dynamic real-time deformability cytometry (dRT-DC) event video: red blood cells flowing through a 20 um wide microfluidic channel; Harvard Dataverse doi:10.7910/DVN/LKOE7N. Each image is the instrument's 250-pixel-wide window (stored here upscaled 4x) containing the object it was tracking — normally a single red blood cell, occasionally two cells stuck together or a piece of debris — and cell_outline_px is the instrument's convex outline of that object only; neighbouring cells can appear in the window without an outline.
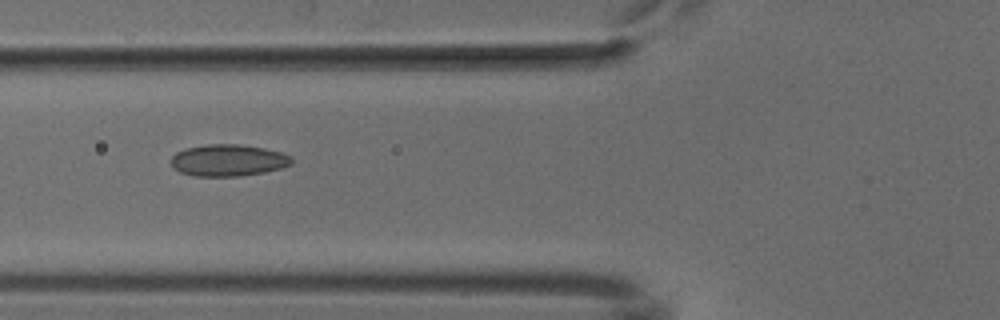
{"species": "common noctule bat (a hibernating species)", "species_latin": "Nyctalus noctula", "temperature_condition": "cold", "stored_images_in_passage": 7, "camera_frame_rate_fps": 3000, "um_per_image_px": 0.085, "animal": {"sex": "male", "body_mass_g": 18.8}, "frame": {"image": 1, "passage_image": 5, "time_ms": 5.333, "image_size_px": [1000, 320], "cell_outline_px": [[292, 164], [280, 168], [264, 172], [240, 176], [196, 176], [180, 172], [172, 164], [172, 156], [176, 152], [184, 148], [208, 144], [240, 144], [264, 148], [280, 152], [292, 156]], "centroid_in_image_um": [19.41, 13.62], "position_along_channel_um": 106.4, "area_um2": 22.25}}
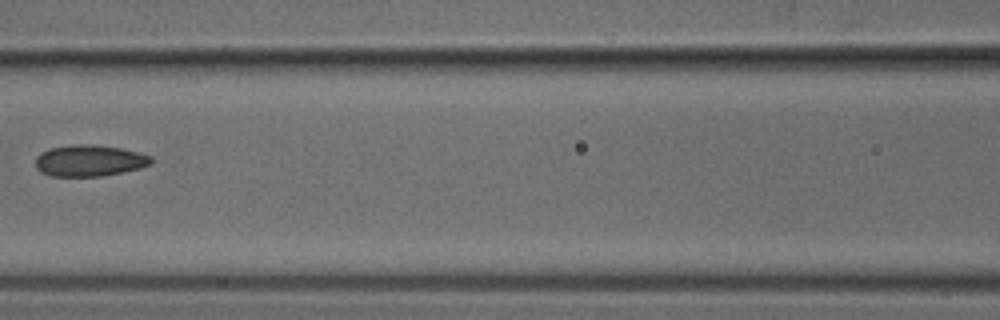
{"frame": {"image": 2, "passage_image": 6, "time_ms": 6.667, "image_size_px": [1000, 320], "cell_outline_px": [[152, 164], [140, 168], [124, 172], [100, 176], [48, 176], [40, 172], [36, 168], [36, 156], [40, 152], [48, 148], [68, 144], [96, 144], [120, 148], [152, 156]], "centroid_in_image_um": [7.56, 13.64], "position_along_channel_um": 159.0, "area_um2": 21.5}}
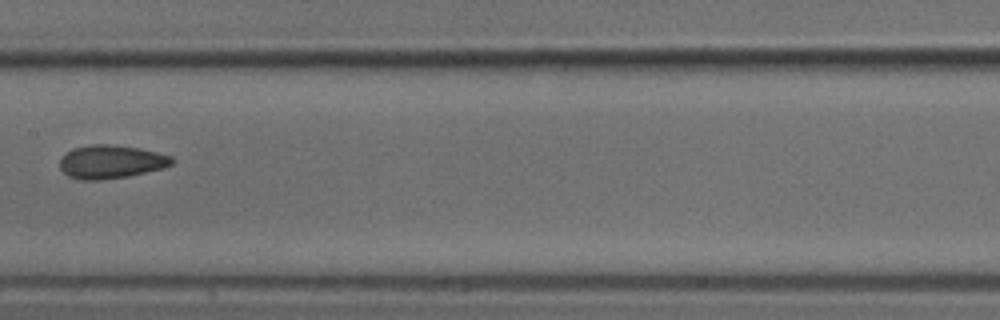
{"frame": {"image": 3, "passage_image": 7, "time_ms": 7.667, "image_size_px": [1000, 320], "cell_outline_px": [[176, 160], [172, 164], [164, 168], [128, 176], [100, 180], [84, 180], [68, 176], [60, 168], [60, 160], [72, 148], [92, 144], [108, 144], [140, 148], [172, 156]], "centroid_in_image_um": [9.47, 13.75], "position_along_channel_um": 197.9, "area_um2": 21.79}}